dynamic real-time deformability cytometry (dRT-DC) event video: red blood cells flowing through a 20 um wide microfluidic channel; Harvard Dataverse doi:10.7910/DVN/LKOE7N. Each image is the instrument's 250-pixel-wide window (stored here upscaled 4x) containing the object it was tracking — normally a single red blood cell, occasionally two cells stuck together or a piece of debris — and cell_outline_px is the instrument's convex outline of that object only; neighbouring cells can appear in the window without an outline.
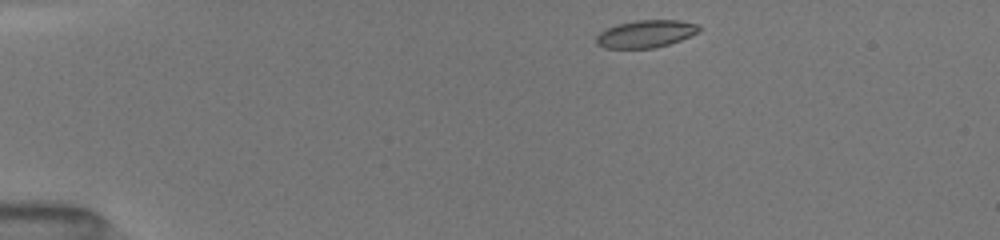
{"species": "common noctule bat (a hibernating species)", "species_latin": "Nyctalus noctula", "temperature_condition": "room temperature", "stored_images_in_passage": 24, "camera_frame_rate_fps": 3000, "um_per_image_px": 0.085, "animal": {"sex": "female", "body_mass_g": 19.5, "forearm_length_mm": 54.1}, "frame": {"image": 1, "passage_image": 1, "time_ms": 0.0, "image_size_px": [1000, 240], "cell_outline_px": [[700, 32], [680, 40], [656, 48], [604, 48], [596, 44], [596, 36], [600, 32], [616, 24], [636, 20], [680, 20], [696, 24], [700, 28]], "centroid_in_image_um": [54.88, 2.88], "position_along_channel_um": 30.1, "area_um2": 16.47}}
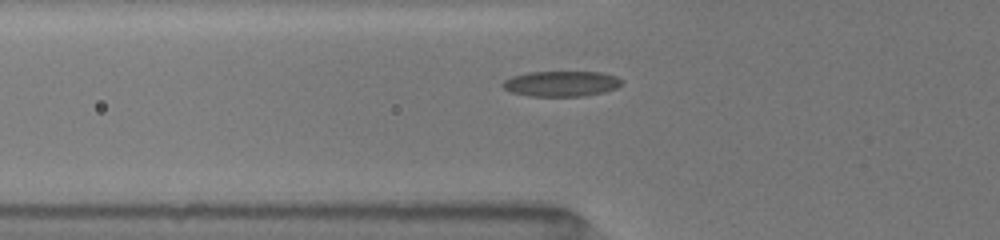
{"frame": {"image": 2, "passage_image": 14, "time_ms": 3.0, "image_size_px": [1000, 240], "cell_outline_px": [[624, 84], [616, 88], [604, 92], [584, 96], [528, 96], [512, 92], [504, 88], [500, 84], [504, 80], [512, 76], [528, 72], [600, 72], [616, 76]], "centroid_in_image_um": [47.7, 7.11], "position_along_channel_um": 78.1, "area_um2": 17.69}}
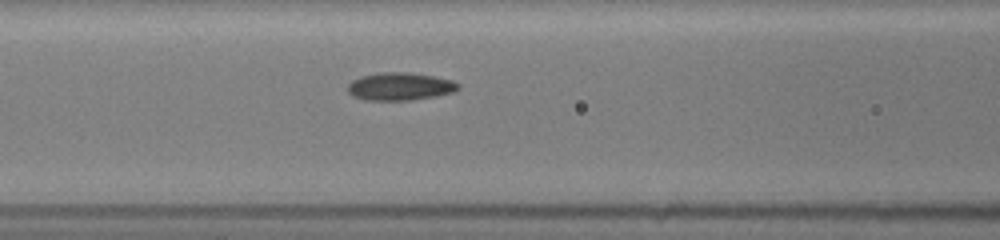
{"frame": {"image": 3, "passage_image": 20, "time_ms": 4.333, "image_size_px": [1000, 240], "cell_outline_px": [[460, 88], [452, 92], [436, 96], [412, 100], [364, 100], [352, 96], [348, 92], [348, 84], [352, 80], [360, 76], [380, 72], [404, 72], [432, 76], [452, 80], [460, 84]], "centroid_in_image_um": [33.97, 7.35], "position_along_channel_um": 132.6, "area_um2": 17.92}}